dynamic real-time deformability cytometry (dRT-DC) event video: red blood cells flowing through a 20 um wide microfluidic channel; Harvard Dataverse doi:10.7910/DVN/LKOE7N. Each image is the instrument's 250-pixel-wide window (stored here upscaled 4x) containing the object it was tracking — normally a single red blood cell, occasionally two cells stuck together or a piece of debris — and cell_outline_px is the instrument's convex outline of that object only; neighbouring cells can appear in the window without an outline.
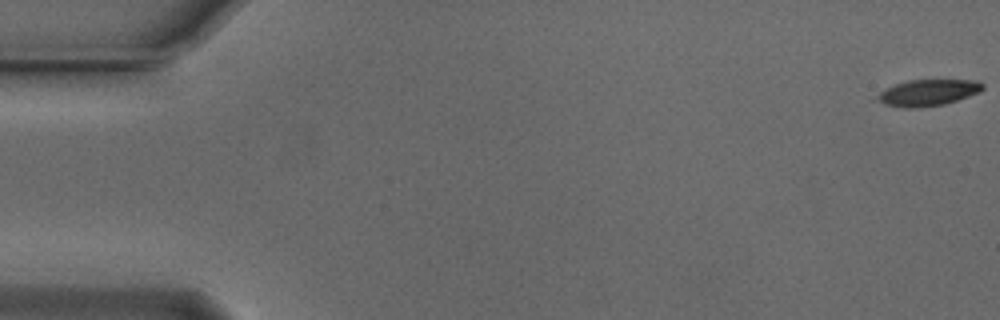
{"species": "Egyptian fruit bat (a non-hibernating species)", "species_latin": "Rousettus aegyptiacus", "temperature_condition": "cold", "stored_images_in_passage": 55, "camera_frame_rate_fps": 3000, "um_per_image_px": 0.085, "animal": {"sex": "male"}, "frame": {"image": 1, "passage_image": 1, "time_ms": 0.0, "image_size_px": [1000, 320], "cell_outline_px": [[984, 88], [980, 92], [944, 104], [912, 108], [904, 108], [884, 104], [872, 100], [884, 88], [908, 80], [976, 80], [984, 84]], "centroid_in_image_um": [78.82, 7.87], "position_along_channel_um": 6.2, "area_um2": 16.24}}
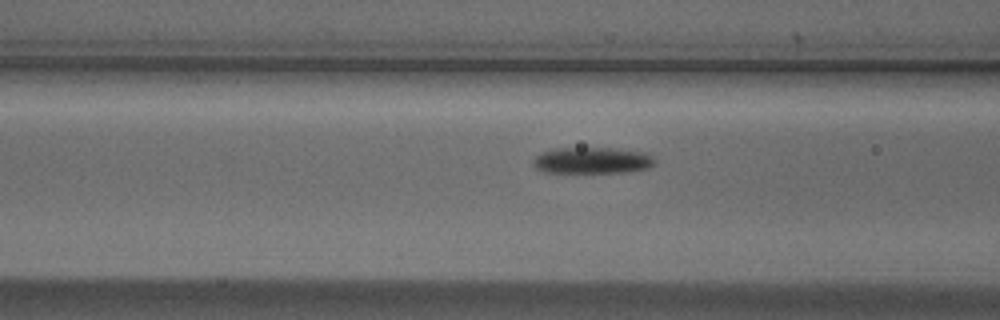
{"frame": {"image": 2, "passage_image": 22, "time_ms": 7.0, "image_size_px": [1000, 320], "cell_outline_px": [[656, 164], [648, 168], [628, 172], [544, 172], [536, 168], [532, 164], [532, 160], [540, 152], [552, 148], [612, 148], [648, 152], [656, 160]], "centroid_in_image_um": [50.35, 13.62], "position_along_channel_um": 116.2, "area_um2": 18.96}}
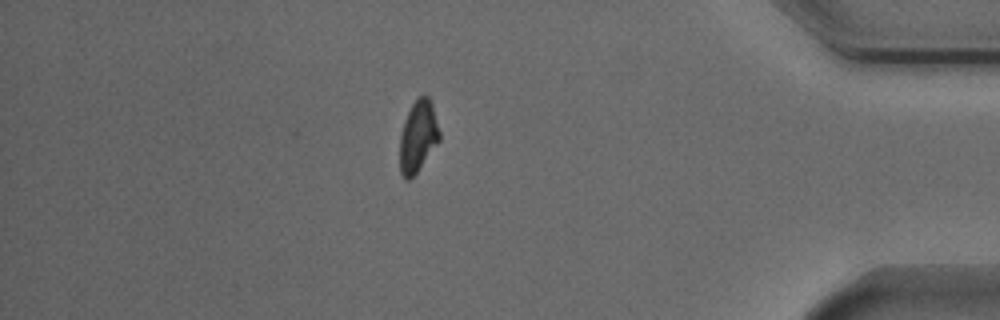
{"frame": {"image": 3, "passage_image": 48, "time_ms": 15.667, "image_size_px": [1000, 320], "cell_outline_px": [[440, 140], [416, 172], [408, 180], [404, 180], [400, 172], [400, 136], [404, 120], [416, 96], [428, 96], [432, 104], [440, 132]], "centroid_in_image_um": [35.52, 11.58], "position_along_channel_um": 399.7, "area_um2": 16.42}, "authors_computed_cell_mechanics": {"area_um2": 17.1088, "velocity_mm_per_s": 3.7362, "shape_relaxation_time_tau1_ms": 2.1746, "shape_relaxation_time_tau2_ms": null, "deformation_change_tau1": 0.1024, "deformation_change_tau2": null}}